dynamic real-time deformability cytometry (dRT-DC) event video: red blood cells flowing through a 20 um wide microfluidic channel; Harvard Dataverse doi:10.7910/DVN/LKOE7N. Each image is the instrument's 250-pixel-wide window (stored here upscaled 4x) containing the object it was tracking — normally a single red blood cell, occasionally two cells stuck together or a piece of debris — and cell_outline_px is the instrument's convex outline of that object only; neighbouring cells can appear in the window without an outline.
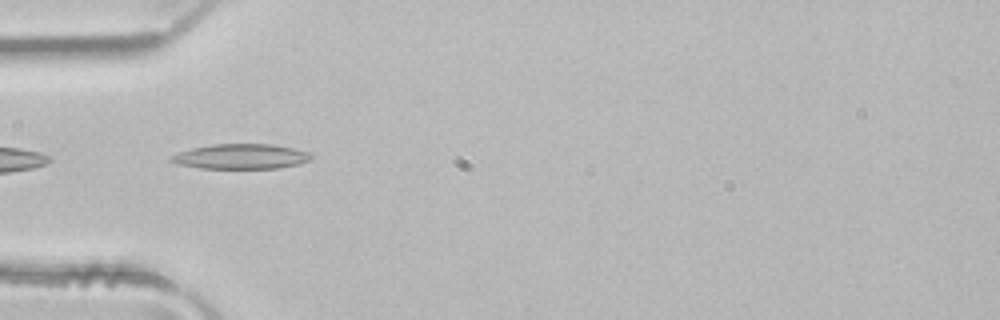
{"species": "common noctule bat (a hibernating species)", "species_latin": "Nyctalus noctula", "temperature_condition": "room temperature", "stored_images_in_passage": 6, "camera_frame_rate_fps": 3000, "um_per_image_px": 0.085, "animal": {"sex": "male", "body_mass_g": 21.5, "forearm_length_mm": 52.0}, "frame": {"image": 1, "passage_image": 4, "time_ms": 1.0, "image_size_px": [1000, 320], "cell_outline_px": [[312, 160], [300, 164], [276, 168], [200, 168], [176, 164], [168, 160], [168, 156], [192, 148], [212, 144], [272, 144], [292, 148], [308, 152], [312, 156]], "centroid_in_image_um": [20.45, 13.3], "position_along_channel_um": 64.5, "area_um2": 20.46}}
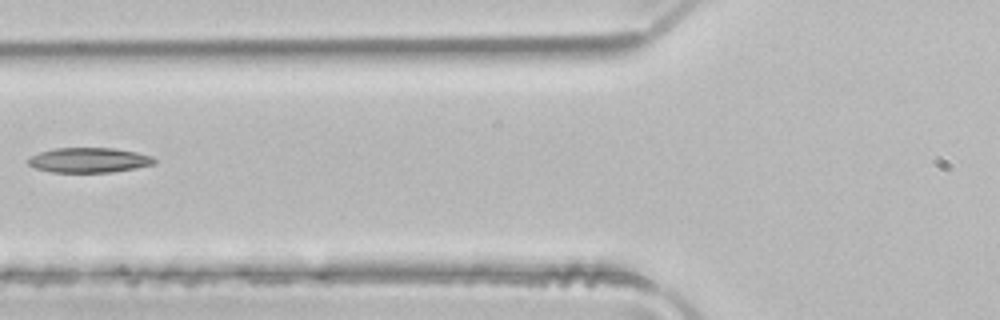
{"frame": {"image": 2, "passage_image": 5, "time_ms": 1.333, "image_size_px": [1000, 320], "cell_outline_px": [[156, 164], [136, 168], [112, 172], [52, 172], [36, 168], [28, 164], [28, 160], [32, 156], [40, 152], [56, 148], [112, 148], [136, 152], [152, 156], [156, 160]], "centroid_in_image_um": [7.6, 13.61], "position_along_channel_um": 118.2, "area_um2": 18.21}}
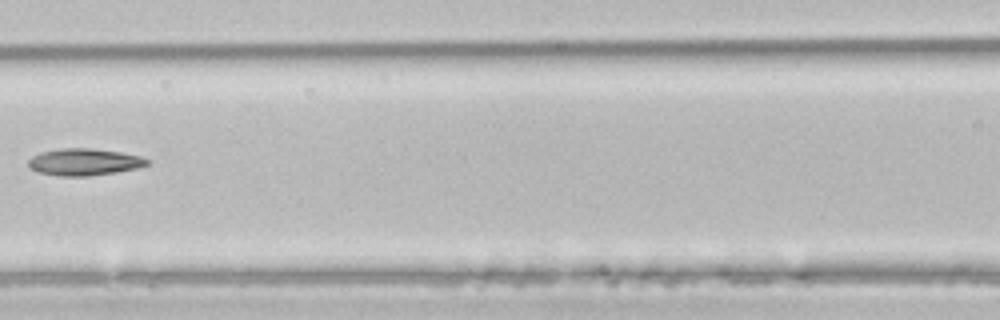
{"frame": {"image": 3, "passage_image": 6, "time_ms": 1.667, "image_size_px": [1000, 320], "cell_outline_px": [[148, 164], [136, 168], [116, 172], [88, 176], [60, 176], [40, 172], [32, 168], [28, 164], [28, 160], [32, 156], [40, 152], [60, 148], [92, 148], [120, 152], [140, 156], [148, 160]], "centroid_in_image_um": [7.14, 13.76], "position_along_channel_um": 159.5, "area_um2": 18.44}}